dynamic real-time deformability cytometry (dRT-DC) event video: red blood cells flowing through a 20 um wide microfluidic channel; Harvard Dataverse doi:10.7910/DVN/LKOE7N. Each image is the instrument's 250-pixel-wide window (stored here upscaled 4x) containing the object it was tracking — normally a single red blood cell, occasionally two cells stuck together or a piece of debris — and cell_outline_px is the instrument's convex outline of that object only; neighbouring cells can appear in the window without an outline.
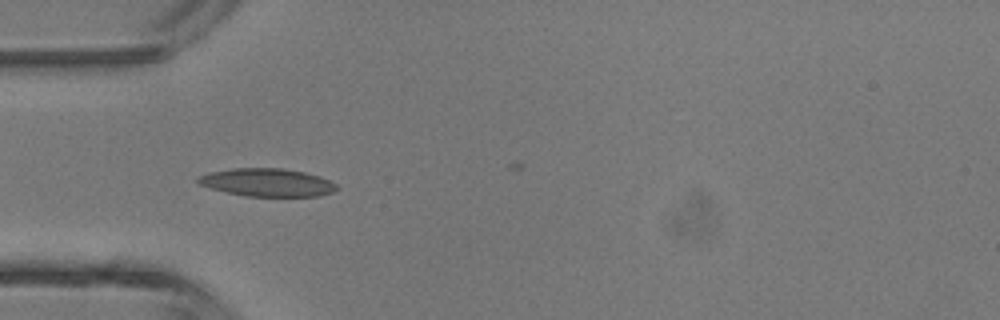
{"species": "common noctule bat (a hibernating species)", "species_latin": "Nyctalus noctula", "temperature_condition": "room temperature", "stored_images_in_passage": 27, "camera_frame_rate_fps": 3000, "um_per_image_px": 0.085, "animal": {"sex": "male", "body_mass_g": 13.3}, "frame": {"image": 1, "passage_image": 2, "time_ms": 0.333, "image_size_px": [1000, 320], "cell_outline_px": [[336, 188], [332, 192], [320, 196], [244, 196], [212, 188], [200, 184], [196, 180], [196, 176], [208, 172], [232, 168], [284, 168], [304, 172], [320, 176], [336, 184]], "centroid_in_image_um": [22.68, 15.5], "position_along_channel_um": 62.3, "area_um2": 22.54}}
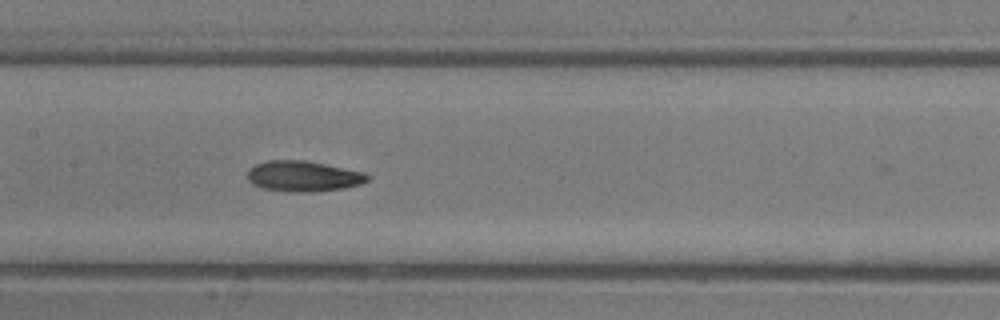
{"frame": {"image": 2, "passage_image": 10, "time_ms": 3.0, "image_size_px": [1000, 320], "cell_outline_px": [[368, 180], [360, 184], [344, 188], [312, 192], [288, 192], [260, 188], [252, 184], [248, 180], [248, 168], [256, 164], [268, 160], [304, 160], [364, 172], [368, 176]], "centroid_in_image_um": [25.73, 14.98], "position_along_channel_um": 181.7, "area_um2": 21.44}}
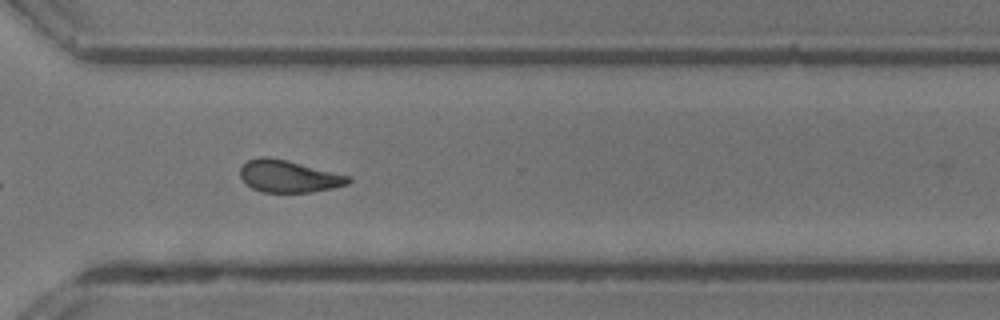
{"frame": {"image": 3, "passage_image": 21, "time_ms": 6.667, "image_size_px": [1000, 320], "cell_outline_px": [[352, 180], [348, 184], [332, 188], [312, 192], [260, 192], [252, 188], [240, 176], [240, 168], [248, 160], [260, 156], [268, 156], [288, 160], [352, 176]], "centroid_in_image_um": [24.57, 14.97], "position_along_channel_um": 346.0, "area_um2": 20.4}, "authors_computed_cell_mechanics": {"area_um2": 21.097, "velocity_mm_per_s": 4.5, "shape_relaxation_time_tau1_ms": 5.9357, "shape_relaxation_time_tau2_ms": 4.073, "deformation_change_tau1": 0.1593, "deformation_change_tau2": 0.1204}}